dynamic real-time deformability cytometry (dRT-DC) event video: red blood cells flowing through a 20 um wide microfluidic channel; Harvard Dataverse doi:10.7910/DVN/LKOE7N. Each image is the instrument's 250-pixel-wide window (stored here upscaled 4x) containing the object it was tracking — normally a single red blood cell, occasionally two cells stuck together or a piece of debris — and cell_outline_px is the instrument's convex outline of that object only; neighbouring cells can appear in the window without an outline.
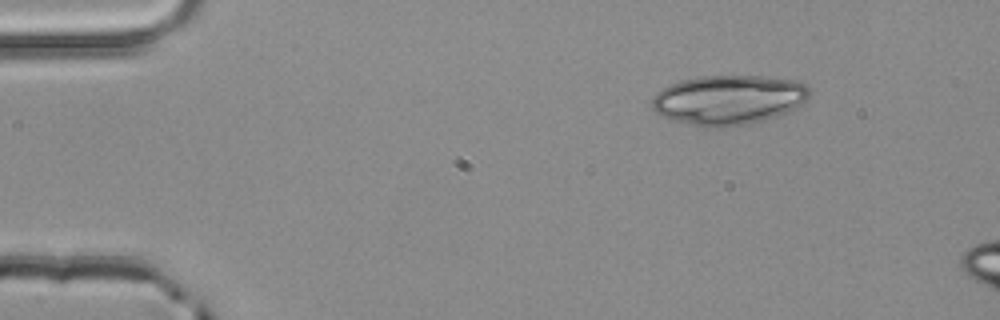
{"species": "common noctule bat (a hibernating species)", "species_latin": "Nyctalus noctula", "temperature_condition": "room temperature", "stored_images_in_passage": 3, "camera_frame_rate_fps": 3000, "um_per_image_px": 0.085, "animal": {"sex": "male", "body_mass_g": 20.4}, "frame": {"image": 1, "passage_image": 1, "time_ms": 0.0, "image_size_px": [1000, 320], "cell_outline_px": [[808, 96], [800, 104], [788, 112], [776, 116], [748, 124], [724, 128], [712, 128], [692, 124], [676, 120], [664, 116], [656, 112], [652, 108], [652, 96], [656, 92], [672, 84], [696, 76], [756, 76], [796, 80], [804, 84], [808, 88]], "centroid_in_image_um": [61.91, 8.49], "position_along_channel_um": 23.1, "area_um2": 45.08}}